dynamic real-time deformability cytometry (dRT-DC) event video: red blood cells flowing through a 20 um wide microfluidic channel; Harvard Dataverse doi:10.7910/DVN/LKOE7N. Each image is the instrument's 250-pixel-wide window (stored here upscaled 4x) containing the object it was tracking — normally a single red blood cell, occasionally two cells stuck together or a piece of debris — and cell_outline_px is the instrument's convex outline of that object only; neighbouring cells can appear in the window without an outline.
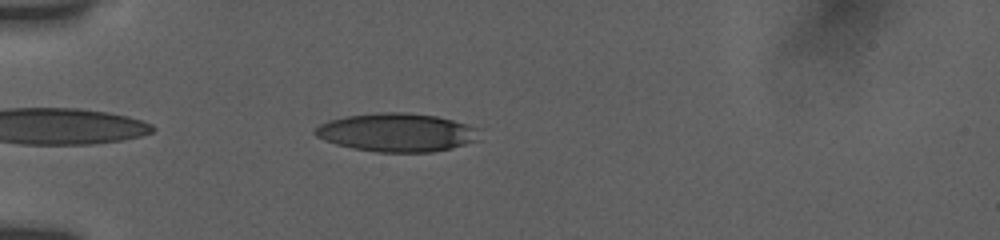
{"species": "human", "species_latin": "Homo sapiens", "temperature_condition": "room temperature", "stored_images_in_passage": 36, "camera_frame_rate_fps": 3000, "um_per_image_px": 0.085, "donor": {"sex": "female"}, "frame": {"image": 1, "passage_image": 3, "time_ms": 0.667, "image_size_px": [1000, 240], "cell_outline_px": [[480, 140], [452, 148], [432, 152], [376, 152], [352, 148], [336, 144], [324, 140], [316, 136], [312, 132], [320, 124], [328, 120], [344, 116], [376, 112], [404, 112], [436, 116], [452, 120], [480, 128]], "centroid_in_image_um": [33.74, 11.26], "position_along_channel_um": 51.3, "area_um2": 37.17}}
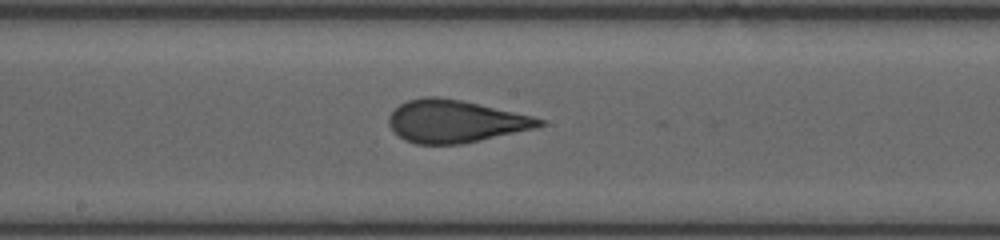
{"frame": {"image": 2, "passage_image": 17, "time_ms": 5.333, "image_size_px": [1000, 240], "cell_outline_px": [[544, 124], [536, 128], [480, 140], [460, 144], [416, 144], [404, 140], [388, 124], [388, 116], [400, 104], [408, 100], [424, 96], [436, 96], [460, 100], [532, 116], [544, 120]], "centroid_in_image_um": [38.66, 10.31], "position_along_channel_um": 209.5, "area_um2": 36.88}}
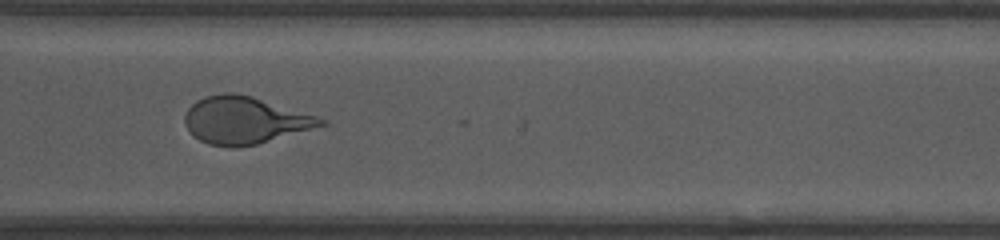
{"frame": {"image": 3, "passage_image": 28, "time_ms": 9.0, "image_size_px": [1000, 240], "cell_outline_px": [[328, 124], [256, 144], [236, 148], [232, 148], [208, 144], [192, 136], [184, 124], [184, 116], [188, 108], [196, 100], [204, 96], [224, 92], [236, 92], [252, 96], [316, 116], [328, 120]], "centroid_in_image_um": [20.75, 10.22], "position_along_channel_um": 349.8, "area_um2": 37.51}, "authors_computed_cell_mechanics": {"area_um2": 37.1076, "velocity_mm_per_s": 3.8509, "shape_relaxation_time_tau1_ms": 5.2988, "shape_relaxation_time_tau2_ms": 0.9862, "deformation_change_tau1": 0.191, "deformation_change_tau2": 0.1015}}